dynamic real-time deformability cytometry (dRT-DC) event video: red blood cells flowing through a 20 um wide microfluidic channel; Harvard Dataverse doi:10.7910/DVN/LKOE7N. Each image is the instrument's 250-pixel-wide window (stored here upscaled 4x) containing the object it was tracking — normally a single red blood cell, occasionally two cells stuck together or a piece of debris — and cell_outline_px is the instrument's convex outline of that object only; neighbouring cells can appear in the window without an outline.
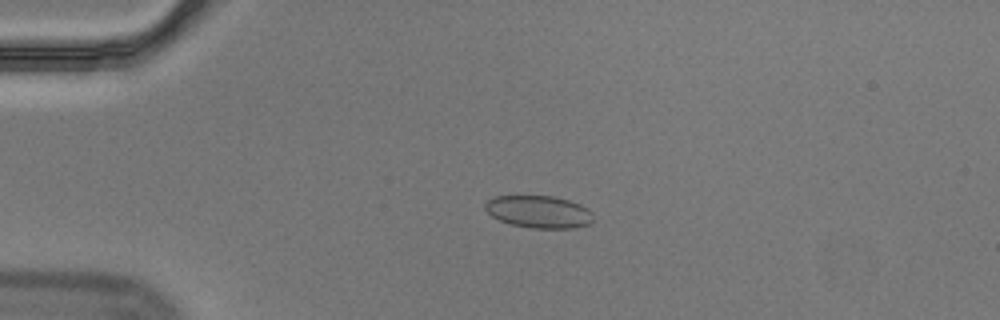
{"species": "Egyptian fruit bat (a non-hibernating species)", "species_latin": "Rousettus aegyptiacus", "temperature_condition": "cold", "stored_images_in_passage": 57, "camera_frame_rate_fps": 3000, "um_per_image_px": 0.085, "animal": {"sex": "male"}, "frame": {"image": 1, "passage_image": 14, "time_ms": 4.333, "image_size_px": [1000, 320], "cell_outline_px": [[592, 224], [576, 228], [532, 228], [512, 224], [500, 220], [492, 216], [484, 208], [484, 204], [488, 200], [496, 196], [552, 196], [568, 200], [580, 204], [588, 208], [592, 212]], "centroid_in_image_um": [45.83, 18.0], "position_along_channel_um": 39.2, "area_um2": 20.4}}
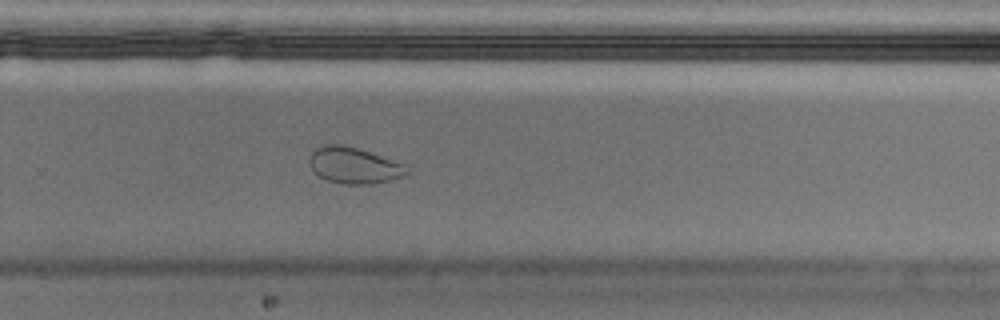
{"frame": {"image": 2, "passage_image": 39, "time_ms": 12.667, "image_size_px": [1000, 320], "cell_outline_px": [[408, 172], [392, 180], [372, 184], [344, 184], [328, 180], [320, 176], [308, 164], [308, 160], [312, 152], [316, 148], [328, 144], [344, 144], [408, 164]], "centroid_in_image_um": [30.11, 14.05], "position_along_channel_um": 299.7, "area_um2": 20.58}}
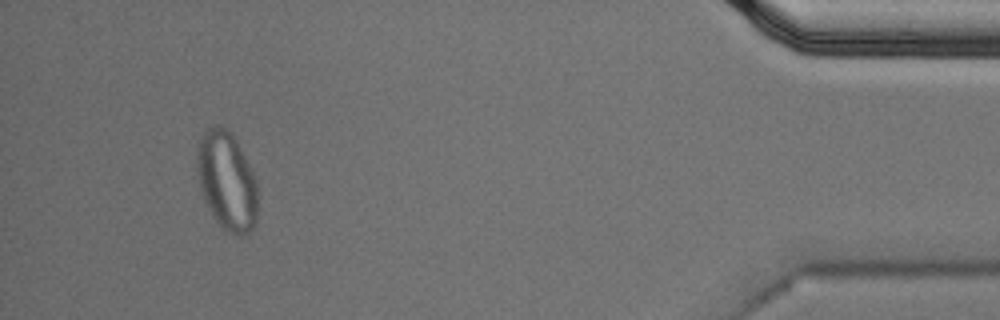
{"frame": {"image": 3, "passage_image": 54, "time_ms": 17.667, "image_size_px": [1000, 320], "cell_outline_px": [[256, 224], [244, 236], [236, 236], [224, 232], [216, 220], [204, 200], [200, 188], [196, 172], [196, 152], [200, 140], [204, 132], [208, 128], [216, 124], [228, 128], [232, 132], [256, 180]], "centroid_in_image_um": [19.25, 15.39], "position_along_channel_um": 415.9, "area_um2": 35.03}}